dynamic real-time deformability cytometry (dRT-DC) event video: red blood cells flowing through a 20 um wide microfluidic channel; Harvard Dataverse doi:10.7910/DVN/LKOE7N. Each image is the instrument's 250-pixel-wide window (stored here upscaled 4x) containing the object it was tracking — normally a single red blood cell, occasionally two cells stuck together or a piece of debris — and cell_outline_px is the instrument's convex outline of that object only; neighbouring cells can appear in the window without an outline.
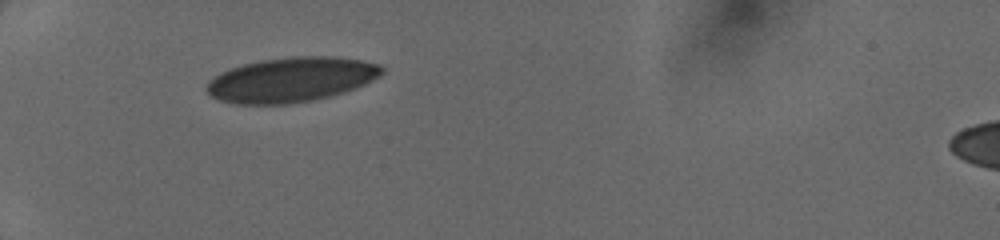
{"species": "human", "species_latin": "Homo sapiens", "temperature_condition": "cold", "stored_images_in_passage": 33, "camera_frame_rate_fps": 3000, "um_per_image_px": 0.085, "donor": {"sex": "female"}, "frame": {"image": 1, "passage_image": 1, "time_ms": 0.0, "image_size_px": [1000, 240], "cell_outline_px": [[384, 72], [380, 76], [356, 88], [344, 92], [312, 100], [288, 104], [236, 104], [220, 100], [212, 96], [204, 88], [208, 80], [220, 72], [228, 68], [260, 60], [292, 56], [336, 56], [360, 60], [380, 64], [384, 68]], "centroid_in_image_um": [24.74, 6.76], "position_along_channel_um": 60.3, "area_um2": 45.89}}
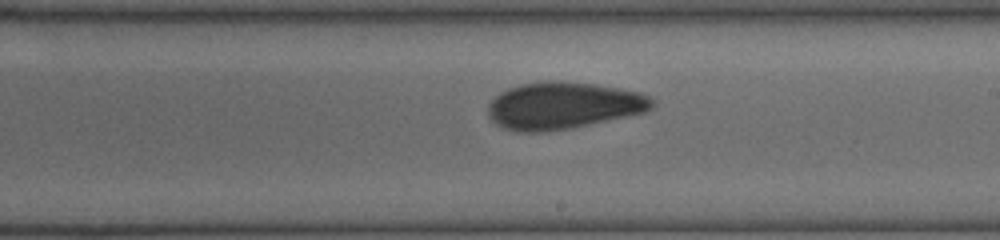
{"frame": {"image": 2, "passage_image": 15, "time_ms": 4.667, "image_size_px": [1000, 240], "cell_outline_px": [[656, 104], [652, 108], [644, 112], [572, 128], [544, 132], [516, 132], [504, 128], [496, 124], [488, 116], [488, 104], [500, 92], [508, 88], [520, 84], [544, 80], [560, 80], [592, 84], [620, 88], [640, 92], [656, 100]], "centroid_in_image_um": [47.86, 8.97], "position_along_channel_um": 241.1, "area_um2": 45.26}}
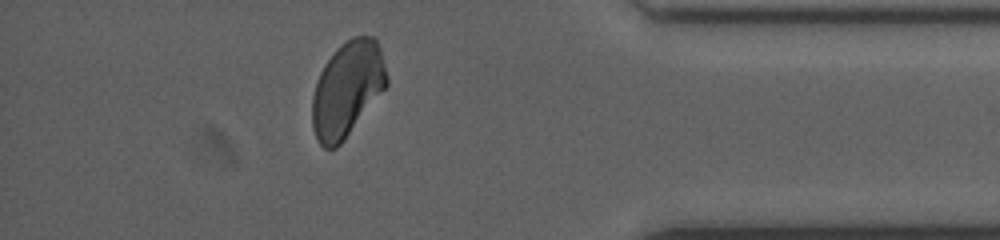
{"frame": {"image": 3, "passage_image": 28, "time_ms": 9.0, "image_size_px": [1000, 240], "cell_outline_px": [[388, 84], [344, 140], [336, 148], [324, 148], [320, 144], [312, 128], [312, 96], [320, 72], [324, 64], [332, 52], [336, 48], [352, 36], [372, 36], [376, 40], [380, 48], [388, 76]], "centroid_in_image_um": [29.51, 7.56], "position_along_channel_um": 405.7, "area_um2": 41.21}}